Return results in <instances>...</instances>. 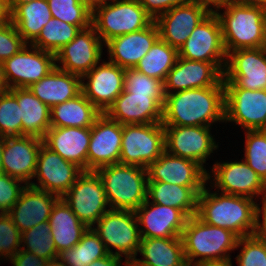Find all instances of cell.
Instances as JSON below:
<instances>
[{"mask_svg":"<svg viewBox=\"0 0 266 266\" xmlns=\"http://www.w3.org/2000/svg\"><path fill=\"white\" fill-rule=\"evenodd\" d=\"M225 121L224 86L193 88L166 94L163 126H209Z\"/></svg>","mask_w":266,"mask_h":266,"instance_id":"1","label":"cell"},{"mask_svg":"<svg viewBox=\"0 0 266 266\" xmlns=\"http://www.w3.org/2000/svg\"><path fill=\"white\" fill-rule=\"evenodd\" d=\"M257 205L251 198L224 193L219 196L205 187L198 196L196 216L207 224L232 231L239 238L247 237L255 229Z\"/></svg>","mask_w":266,"mask_h":266,"instance_id":"2","label":"cell"},{"mask_svg":"<svg viewBox=\"0 0 266 266\" xmlns=\"http://www.w3.org/2000/svg\"><path fill=\"white\" fill-rule=\"evenodd\" d=\"M223 14L217 15L227 54L231 51L266 47V11L262 8L230 1Z\"/></svg>","mask_w":266,"mask_h":266,"instance_id":"3","label":"cell"},{"mask_svg":"<svg viewBox=\"0 0 266 266\" xmlns=\"http://www.w3.org/2000/svg\"><path fill=\"white\" fill-rule=\"evenodd\" d=\"M181 239L185 260L192 266V263L230 261L227 252L237 248L239 237L228 229L207 224L194 215L188 218ZM198 257L201 258L194 262Z\"/></svg>","mask_w":266,"mask_h":266,"instance_id":"4","label":"cell"},{"mask_svg":"<svg viewBox=\"0 0 266 266\" xmlns=\"http://www.w3.org/2000/svg\"><path fill=\"white\" fill-rule=\"evenodd\" d=\"M111 210L136 211L147 200V169L121 163L96 170Z\"/></svg>","mask_w":266,"mask_h":266,"instance_id":"5","label":"cell"},{"mask_svg":"<svg viewBox=\"0 0 266 266\" xmlns=\"http://www.w3.org/2000/svg\"><path fill=\"white\" fill-rule=\"evenodd\" d=\"M92 10L91 25L104 44L121 35L143 30L154 20L139 0H112Z\"/></svg>","mask_w":266,"mask_h":266,"instance_id":"6","label":"cell"},{"mask_svg":"<svg viewBox=\"0 0 266 266\" xmlns=\"http://www.w3.org/2000/svg\"><path fill=\"white\" fill-rule=\"evenodd\" d=\"M93 230L98 234L109 254H124L125 266L136 258L141 242L140 230L135 211L109 210L97 222ZM115 248L112 252L110 247Z\"/></svg>","mask_w":266,"mask_h":266,"instance_id":"7","label":"cell"},{"mask_svg":"<svg viewBox=\"0 0 266 266\" xmlns=\"http://www.w3.org/2000/svg\"><path fill=\"white\" fill-rule=\"evenodd\" d=\"M164 152L165 134L162 122L122 125L119 163L147 169Z\"/></svg>","mask_w":266,"mask_h":266,"instance_id":"8","label":"cell"},{"mask_svg":"<svg viewBox=\"0 0 266 266\" xmlns=\"http://www.w3.org/2000/svg\"><path fill=\"white\" fill-rule=\"evenodd\" d=\"M178 53L179 57L187 60L211 62L222 73L224 72L227 52L220 21L214 11L196 26L185 43L178 49ZM222 64L224 65L222 66Z\"/></svg>","mask_w":266,"mask_h":266,"instance_id":"9","label":"cell"},{"mask_svg":"<svg viewBox=\"0 0 266 266\" xmlns=\"http://www.w3.org/2000/svg\"><path fill=\"white\" fill-rule=\"evenodd\" d=\"M61 198L88 228L110 210L105 209L109 204L104 184L96 171H84Z\"/></svg>","mask_w":266,"mask_h":266,"instance_id":"10","label":"cell"},{"mask_svg":"<svg viewBox=\"0 0 266 266\" xmlns=\"http://www.w3.org/2000/svg\"><path fill=\"white\" fill-rule=\"evenodd\" d=\"M225 121H233L248 130H266V90L238 88L224 82Z\"/></svg>","mask_w":266,"mask_h":266,"instance_id":"11","label":"cell"},{"mask_svg":"<svg viewBox=\"0 0 266 266\" xmlns=\"http://www.w3.org/2000/svg\"><path fill=\"white\" fill-rule=\"evenodd\" d=\"M26 44L2 65L9 88H25L40 81L56 66L55 54Z\"/></svg>","mask_w":266,"mask_h":266,"instance_id":"12","label":"cell"},{"mask_svg":"<svg viewBox=\"0 0 266 266\" xmlns=\"http://www.w3.org/2000/svg\"><path fill=\"white\" fill-rule=\"evenodd\" d=\"M225 67L223 82L242 89L266 90V47L231 51Z\"/></svg>","mask_w":266,"mask_h":266,"instance_id":"13","label":"cell"},{"mask_svg":"<svg viewBox=\"0 0 266 266\" xmlns=\"http://www.w3.org/2000/svg\"><path fill=\"white\" fill-rule=\"evenodd\" d=\"M209 129V126H164L165 151L204 168L206 158L218 148Z\"/></svg>","mask_w":266,"mask_h":266,"instance_id":"14","label":"cell"},{"mask_svg":"<svg viewBox=\"0 0 266 266\" xmlns=\"http://www.w3.org/2000/svg\"><path fill=\"white\" fill-rule=\"evenodd\" d=\"M83 172L79 166L63 159L43 143L38 153L34 175L37 176L40 186L35 183H30V186L61 198Z\"/></svg>","mask_w":266,"mask_h":266,"instance_id":"15","label":"cell"},{"mask_svg":"<svg viewBox=\"0 0 266 266\" xmlns=\"http://www.w3.org/2000/svg\"><path fill=\"white\" fill-rule=\"evenodd\" d=\"M102 46V40L92 25L81 29L73 40L55 54V61L62 63V67L57 64L56 67L82 77L99 64Z\"/></svg>","mask_w":266,"mask_h":266,"instance_id":"16","label":"cell"},{"mask_svg":"<svg viewBox=\"0 0 266 266\" xmlns=\"http://www.w3.org/2000/svg\"><path fill=\"white\" fill-rule=\"evenodd\" d=\"M122 124L101 113L91 127L87 153V171L119 163Z\"/></svg>","mask_w":266,"mask_h":266,"instance_id":"17","label":"cell"},{"mask_svg":"<svg viewBox=\"0 0 266 266\" xmlns=\"http://www.w3.org/2000/svg\"><path fill=\"white\" fill-rule=\"evenodd\" d=\"M97 65L81 77L82 81L89 80L86 84L82 82L81 89L83 95L105 113L124 90L125 69L110 61Z\"/></svg>","mask_w":266,"mask_h":266,"instance_id":"18","label":"cell"},{"mask_svg":"<svg viewBox=\"0 0 266 266\" xmlns=\"http://www.w3.org/2000/svg\"><path fill=\"white\" fill-rule=\"evenodd\" d=\"M212 11V8L192 1L174 7L155 20L159 37L171 47L179 49Z\"/></svg>","mask_w":266,"mask_h":266,"instance_id":"19","label":"cell"},{"mask_svg":"<svg viewBox=\"0 0 266 266\" xmlns=\"http://www.w3.org/2000/svg\"><path fill=\"white\" fill-rule=\"evenodd\" d=\"M43 143L42 138L31 135L3 138L2 173L30 185Z\"/></svg>","mask_w":266,"mask_h":266,"instance_id":"20","label":"cell"},{"mask_svg":"<svg viewBox=\"0 0 266 266\" xmlns=\"http://www.w3.org/2000/svg\"><path fill=\"white\" fill-rule=\"evenodd\" d=\"M166 96H141L126 90L105 112L122 125L160 123Z\"/></svg>","mask_w":266,"mask_h":266,"instance_id":"21","label":"cell"},{"mask_svg":"<svg viewBox=\"0 0 266 266\" xmlns=\"http://www.w3.org/2000/svg\"><path fill=\"white\" fill-rule=\"evenodd\" d=\"M147 199L135 211L141 238L181 237L188 216L178 208L151 203ZM149 206H151L149 208Z\"/></svg>","mask_w":266,"mask_h":266,"instance_id":"22","label":"cell"},{"mask_svg":"<svg viewBox=\"0 0 266 266\" xmlns=\"http://www.w3.org/2000/svg\"><path fill=\"white\" fill-rule=\"evenodd\" d=\"M148 181L187 187H205L210 174L199 163L164 152L147 167Z\"/></svg>","mask_w":266,"mask_h":266,"instance_id":"23","label":"cell"},{"mask_svg":"<svg viewBox=\"0 0 266 266\" xmlns=\"http://www.w3.org/2000/svg\"><path fill=\"white\" fill-rule=\"evenodd\" d=\"M212 169L216 182L214 186L221 193L251 199L262 194V202L266 201V183L245 161L215 163Z\"/></svg>","mask_w":266,"mask_h":266,"instance_id":"24","label":"cell"},{"mask_svg":"<svg viewBox=\"0 0 266 266\" xmlns=\"http://www.w3.org/2000/svg\"><path fill=\"white\" fill-rule=\"evenodd\" d=\"M224 86L223 73L211 62L191 61L178 57L164 81L165 95L178 91Z\"/></svg>","mask_w":266,"mask_h":266,"instance_id":"25","label":"cell"},{"mask_svg":"<svg viewBox=\"0 0 266 266\" xmlns=\"http://www.w3.org/2000/svg\"><path fill=\"white\" fill-rule=\"evenodd\" d=\"M158 38L159 30L155 21L143 30L115 37L105 43L109 61L124 69L135 68Z\"/></svg>","mask_w":266,"mask_h":266,"instance_id":"26","label":"cell"},{"mask_svg":"<svg viewBox=\"0 0 266 266\" xmlns=\"http://www.w3.org/2000/svg\"><path fill=\"white\" fill-rule=\"evenodd\" d=\"M59 199L55 194L25 185L19 200L8 214L22 233L39 223L48 222L53 206Z\"/></svg>","mask_w":266,"mask_h":266,"instance_id":"27","label":"cell"},{"mask_svg":"<svg viewBox=\"0 0 266 266\" xmlns=\"http://www.w3.org/2000/svg\"><path fill=\"white\" fill-rule=\"evenodd\" d=\"M90 139L91 127H50L43 142L63 159L87 171Z\"/></svg>","mask_w":266,"mask_h":266,"instance_id":"28","label":"cell"},{"mask_svg":"<svg viewBox=\"0 0 266 266\" xmlns=\"http://www.w3.org/2000/svg\"><path fill=\"white\" fill-rule=\"evenodd\" d=\"M82 78L56 67L40 81L32 83L29 90L44 104L52 108L82 92Z\"/></svg>","mask_w":266,"mask_h":266,"instance_id":"29","label":"cell"},{"mask_svg":"<svg viewBox=\"0 0 266 266\" xmlns=\"http://www.w3.org/2000/svg\"><path fill=\"white\" fill-rule=\"evenodd\" d=\"M138 252L145 259L135 258L130 266H184L187 263L181 237L141 238Z\"/></svg>","mask_w":266,"mask_h":266,"instance_id":"30","label":"cell"},{"mask_svg":"<svg viewBox=\"0 0 266 266\" xmlns=\"http://www.w3.org/2000/svg\"><path fill=\"white\" fill-rule=\"evenodd\" d=\"M48 223L58 254L74 247L88 229L62 198L53 206Z\"/></svg>","mask_w":266,"mask_h":266,"instance_id":"31","label":"cell"},{"mask_svg":"<svg viewBox=\"0 0 266 266\" xmlns=\"http://www.w3.org/2000/svg\"><path fill=\"white\" fill-rule=\"evenodd\" d=\"M17 99L22 121V136L31 135L44 138L51 127V108L41 102L28 87L9 90Z\"/></svg>","mask_w":266,"mask_h":266,"instance_id":"32","label":"cell"},{"mask_svg":"<svg viewBox=\"0 0 266 266\" xmlns=\"http://www.w3.org/2000/svg\"><path fill=\"white\" fill-rule=\"evenodd\" d=\"M204 188L148 181L147 199L150 197L152 203L178 208L191 217L196 215L198 196Z\"/></svg>","mask_w":266,"mask_h":266,"instance_id":"33","label":"cell"},{"mask_svg":"<svg viewBox=\"0 0 266 266\" xmlns=\"http://www.w3.org/2000/svg\"><path fill=\"white\" fill-rule=\"evenodd\" d=\"M101 112L81 92L55 105L50 111L51 127H92Z\"/></svg>","mask_w":266,"mask_h":266,"instance_id":"34","label":"cell"},{"mask_svg":"<svg viewBox=\"0 0 266 266\" xmlns=\"http://www.w3.org/2000/svg\"><path fill=\"white\" fill-rule=\"evenodd\" d=\"M52 18L47 0H34L18 6L9 19L28 44L38 36L43 26Z\"/></svg>","mask_w":266,"mask_h":266,"instance_id":"35","label":"cell"},{"mask_svg":"<svg viewBox=\"0 0 266 266\" xmlns=\"http://www.w3.org/2000/svg\"><path fill=\"white\" fill-rule=\"evenodd\" d=\"M178 57V49L171 47L159 37L136 65L135 69L149 77L164 82Z\"/></svg>","mask_w":266,"mask_h":266,"instance_id":"36","label":"cell"},{"mask_svg":"<svg viewBox=\"0 0 266 266\" xmlns=\"http://www.w3.org/2000/svg\"><path fill=\"white\" fill-rule=\"evenodd\" d=\"M108 254L98 234L90 227L74 247L60 252L58 258L68 266H88Z\"/></svg>","mask_w":266,"mask_h":266,"instance_id":"37","label":"cell"},{"mask_svg":"<svg viewBox=\"0 0 266 266\" xmlns=\"http://www.w3.org/2000/svg\"><path fill=\"white\" fill-rule=\"evenodd\" d=\"M80 30L79 26L70 25L52 17L43 26L39 36L30 44L43 51L56 54L63 46L73 40Z\"/></svg>","mask_w":266,"mask_h":266,"instance_id":"38","label":"cell"},{"mask_svg":"<svg viewBox=\"0 0 266 266\" xmlns=\"http://www.w3.org/2000/svg\"><path fill=\"white\" fill-rule=\"evenodd\" d=\"M20 250L31 252L39 257L50 261L58 258V252L55 248L53 238L51 236V227L48 222H43L35 225L27 231L21 233ZM24 246V247H23Z\"/></svg>","mask_w":266,"mask_h":266,"instance_id":"39","label":"cell"},{"mask_svg":"<svg viewBox=\"0 0 266 266\" xmlns=\"http://www.w3.org/2000/svg\"><path fill=\"white\" fill-rule=\"evenodd\" d=\"M51 15L85 29L91 25L92 11L81 0H47Z\"/></svg>","mask_w":266,"mask_h":266,"instance_id":"40","label":"cell"},{"mask_svg":"<svg viewBox=\"0 0 266 266\" xmlns=\"http://www.w3.org/2000/svg\"><path fill=\"white\" fill-rule=\"evenodd\" d=\"M246 132L245 162L266 183V130Z\"/></svg>","mask_w":266,"mask_h":266,"instance_id":"41","label":"cell"},{"mask_svg":"<svg viewBox=\"0 0 266 266\" xmlns=\"http://www.w3.org/2000/svg\"><path fill=\"white\" fill-rule=\"evenodd\" d=\"M22 136L20 107L16 97L7 91L0 95V137Z\"/></svg>","mask_w":266,"mask_h":266,"instance_id":"42","label":"cell"},{"mask_svg":"<svg viewBox=\"0 0 266 266\" xmlns=\"http://www.w3.org/2000/svg\"><path fill=\"white\" fill-rule=\"evenodd\" d=\"M124 90L141 96H166L164 82L149 77L135 68L125 69Z\"/></svg>","mask_w":266,"mask_h":266,"instance_id":"43","label":"cell"},{"mask_svg":"<svg viewBox=\"0 0 266 266\" xmlns=\"http://www.w3.org/2000/svg\"><path fill=\"white\" fill-rule=\"evenodd\" d=\"M21 233L8 213H0V256L11 260L19 251Z\"/></svg>","mask_w":266,"mask_h":266,"instance_id":"44","label":"cell"},{"mask_svg":"<svg viewBox=\"0 0 266 266\" xmlns=\"http://www.w3.org/2000/svg\"><path fill=\"white\" fill-rule=\"evenodd\" d=\"M242 251L236 257L239 266H266V247L253 235L238 239L237 246Z\"/></svg>","mask_w":266,"mask_h":266,"instance_id":"45","label":"cell"},{"mask_svg":"<svg viewBox=\"0 0 266 266\" xmlns=\"http://www.w3.org/2000/svg\"><path fill=\"white\" fill-rule=\"evenodd\" d=\"M26 44L10 19L0 24V63L18 53Z\"/></svg>","mask_w":266,"mask_h":266,"instance_id":"46","label":"cell"},{"mask_svg":"<svg viewBox=\"0 0 266 266\" xmlns=\"http://www.w3.org/2000/svg\"><path fill=\"white\" fill-rule=\"evenodd\" d=\"M19 182L23 181L0 173V213H8L19 200L25 188V186L19 185Z\"/></svg>","mask_w":266,"mask_h":266,"instance_id":"47","label":"cell"},{"mask_svg":"<svg viewBox=\"0 0 266 266\" xmlns=\"http://www.w3.org/2000/svg\"><path fill=\"white\" fill-rule=\"evenodd\" d=\"M189 0H139L146 13L155 21L160 15Z\"/></svg>","mask_w":266,"mask_h":266,"instance_id":"48","label":"cell"},{"mask_svg":"<svg viewBox=\"0 0 266 266\" xmlns=\"http://www.w3.org/2000/svg\"><path fill=\"white\" fill-rule=\"evenodd\" d=\"M14 266H47L48 260L31 252L20 250L12 259Z\"/></svg>","mask_w":266,"mask_h":266,"instance_id":"49","label":"cell"},{"mask_svg":"<svg viewBox=\"0 0 266 266\" xmlns=\"http://www.w3.org/2000/svg\"><path fill=\"white\" fill-rule=\"evenodd\" d=\"M263 213H260V212ZM263 217L262 223L260 222L259 216ZM253 236L257 238L260 242H262L266 247V201L263 202V207L257 205L256 212H255V229L253 232Z\"/></svg>","mask_w":266,"mask_h":266,"instance_id":"50","label":"cell"},{"mask_svg":"<svg viewBox=\"0 0 266 266\" xmlns=\"http://www.w3.org/2000/svg\"><path fill=\"white\" fill-rule=\"evenodd\" d=\"M122 256L108 254L107 256L94 260L88 266H121Z\"/></svg>","mask_w":266,"mask_h":266,"instance_id":"51","label":"cell"},{"mask_svg":"<svg viewBox=\"0 0 266 266\" xmlns=\"http://www.w3.org/2000/svg\"><path fill=\"white\" fill-rule=\"evenodd\" d=\"M189 1L205 5L208 8L210 7V5L211 6L213 5L214 7L217 8L216 11H219L218 9H220L221 6L226 5L228 2L233 0H189Z\"/></svg>","mask_w":266,"mask_h":266,"instance_id":"52","label":"cell"},{"mask_svg":"<svg viewBox=\"0 0 266 266\" xmlns=\"http://www.w3.org/2000/svg\"><path fill=\"white\" fill-rule=\"evenodd\" d=\"M34 0H6V8L10 15L18 6L32 2Z\"/></svg>","mask_w":266,"mask_h":266,"instance_id":"53","label":"cell"},{"mask_svg":"<svg viewBox=\"0 0 266 266\" xmlns=\"http://www.w3.org/2000/svg\"><path fill=\"white\" fill-rule=\"evenodd\" d=\"M9 90L10 88L5 79L3 65L2 63H0V95L4 94L5 92Z\"/></svg>","mask_w":266,"mask_h":266,"instance_id":"54","label":"cell"},{"mask_svg":"<svg viewBox=\"0 0 266 266\" xmlns=\"http://www.w3.org/2000/svg\"><path fill=\"white\" fill-rule=\"evenodd\" d=\"M234 1L262 8L266 11V0H234Z\"/></svg>","mask_w":266,"mask_h":266,"instance_id":"55","label":"cell"},{"mask_svg":"<svg viewBox=\"0 0 266 266\" xmlns=\"http://www.w3.org/2000/svg\"><path fill=\"white\" fill-rule=\"evenodd\" d=\"M9 20V14L6 8V0H0V24Z\"/></svg>","mask_w":266,"mask_h":266,"instance_id":"56","label":"cell"},{"mask_svg":"<svg viewBox=\"0 0 266 266\" xmlns=\"http://www.w3.org/2000/svg\"><path fill=\"white\" fill-rule=\"evenodd\" d=\"M192 266H232L230 261H213V262H201Z\"/></svg>","mask_w":266,"mask_h":266,"instance_id":"57","label":"cell"},{"mask_svg":"<svg viewBox=\"0 0 266 266\" xmlns=\"http://www.w3.org/2000/svg\"><path fill=\"white\" fill-rule=\"evenodd\" d=\"M81 2H83L92 11L95 7L107 2V0H81Z\"/></svg>","mask_w":266,"mask_h":266,"instance_id":"58","label":"cell"},{"mask_svg":"<svg viewBox=\"0 0 266 266\" xmlns=\"http://www.w3.org/2000/svg\"><path fill=\"white\" fill-rule=\"evenodd\" d=\"M47 266H68L63 261H61L59 258L53 259L48 261Z\"/></svg>","mask_w":266,"mask_h":266,"instance_id":"59","label":"cell"},{"mask_svg":"<svg viewBox=\"0 0 266 266\" xmlns=\"http://www.w3.org/2000/svg\"><path fill=\"white\" fill-rule=\"evenodd\" d=\"M3 137H0V173H2Z\"/></svg>","mask_w":266,"mask_h":266,"instance_id":"60","label":"cell"}]
</instances>
